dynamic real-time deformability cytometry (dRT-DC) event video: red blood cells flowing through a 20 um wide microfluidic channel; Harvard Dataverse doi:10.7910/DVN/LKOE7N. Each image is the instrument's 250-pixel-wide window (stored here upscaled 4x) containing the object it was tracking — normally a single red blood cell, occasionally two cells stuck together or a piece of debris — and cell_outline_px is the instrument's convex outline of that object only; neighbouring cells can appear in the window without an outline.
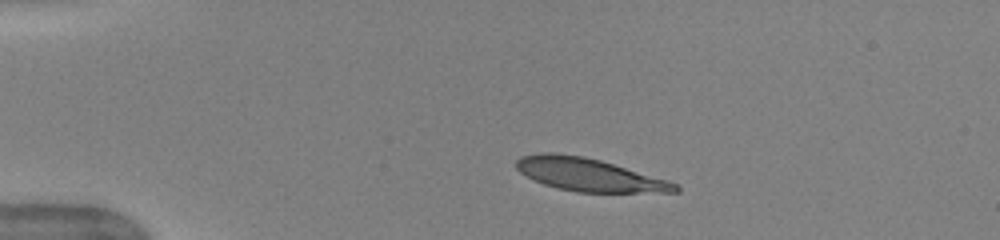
{"species": "human", "species_latin": "Homo sapiens", "temperature_condition": "warm", "stored_images_in_passage": 41, "camera_frame_rate_fps": 3000, "um_per_image_px": 0.085, "donor": {"sex": "female"}, "frame": {"image": 1, "passage_image": 1, "time_ms": 0.0, "image_size_px": [1000, 240], "cell_outline_px": [[680, 192], [576, 192], [556, 188], [544, 184], [520, 172], [516, 168], [516, 160], [520, 156], [540, 152], [556, 152], [584, 156], [600, 160], [668, 180], [676, 184], [680, 188]], "centroid_in_image_um": [50.04, 14.84], "position_along_channel_um": 35.0, "area_um2": 30.4}}
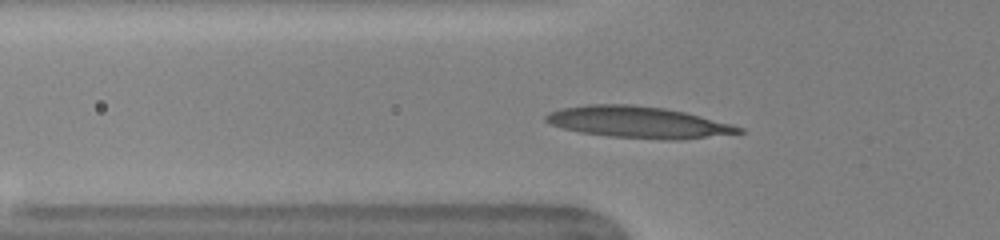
{"frame": {"image": 2, "passage_image": 8, "time_ms": 2.333, "image_size_px": [1000, 240], "cell_outline_px": [[744, 132], [680, 140], [668, 140], [608, 136], [580, 132], [564, 128], [552, 124], [544, 120], [544, 116], [548, 112], [564, 108], [588, 104], [632, 104], [664, 108], [684, 112], [732, 124], [744, 128]], "centroid_in_image_um": [54.25, 10.39], "position_along_channel_um": 71.6, "area_um2": 35.26}}
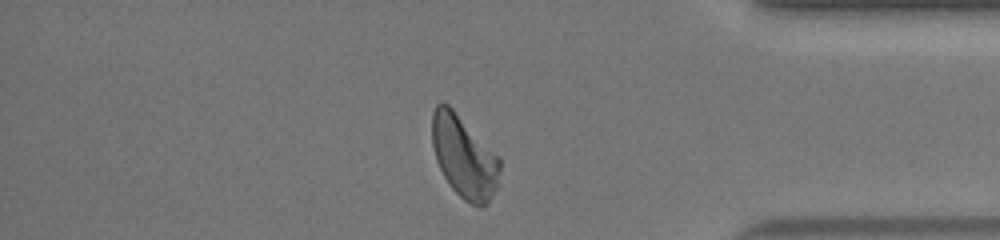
{"frame": {"image": 3, "passage_image": 34, "time_ms": 11.0, "image_size_px": [1000, 240], "cell_outline_px": [[500, 168], [496, 188], [488, 204], [480, 208], [464, 200], [452, 188], [444, 176], [436, 160], [432, 144], [432, 112], [436, 104], [440, 100], [448, 104], [500, 156]], "centroid_in_image_um": [39.45, 13.31], "position_along_channel_um": 395.8, "area_um2": 32.6}, "authors_computed_cell_mechanics": {"area_um2": 32.1946, "velocity_mm_per_s": 3.9637, "shape_relaxation_time_tau1_ms": 3.0277, "shape_relaxation_time_tau2_ms": 1.3324, "deformation_change_tau1": 0.1687, "deformation_change_tau2": 0.1041}}